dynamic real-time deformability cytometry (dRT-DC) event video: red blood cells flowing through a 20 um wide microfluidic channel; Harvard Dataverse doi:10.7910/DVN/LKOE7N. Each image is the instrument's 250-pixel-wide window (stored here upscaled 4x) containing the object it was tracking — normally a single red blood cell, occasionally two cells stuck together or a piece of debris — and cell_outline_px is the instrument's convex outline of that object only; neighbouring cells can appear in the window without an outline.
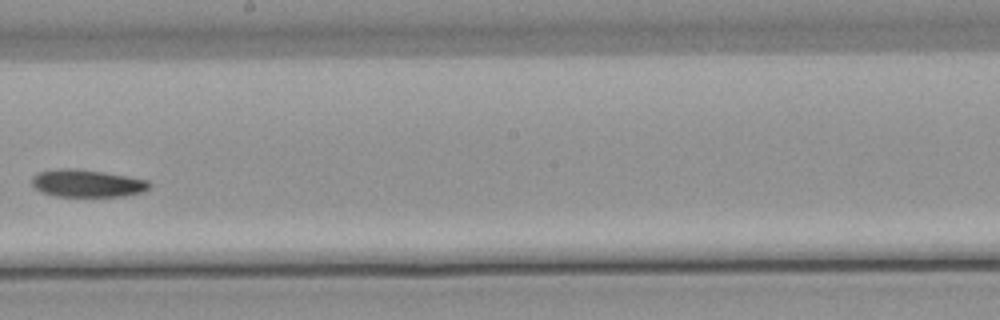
{"species": "common noctule bat (a hibernating species)", "species_latin": "Nyctalus noctula", "temperature_condition": "warm", "stored_images_in_passage": 6, "camera_frame_rate_fps": 3000, "um_per_image_px": 0.085, "animal": {"sex": "male", "body_mass_g": 21.5, "forearm_length_mm": 52.0}, "frame": {"image": 1, "passage_image": 6, "time_ms": 7.0, "image_size_px": [1000, 320], "cell_outline_px": [[152, 184], [144, 192], [124, 196], [56, 196], [40, 192], [32, 184], [32, 176], [36, 172], [60, 168], [76, 168], [104, 172], [128, 176], [148, 180]], "centroid_in_image_um": [7.4, 15.57], "position_along_channel_um": 240.8, "area_um2": 19.02}}